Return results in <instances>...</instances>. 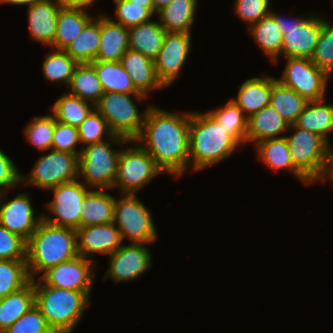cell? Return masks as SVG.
<instances>
[{
  "mask_svg": "<svg viewBox=\"0 0 333 333\" xmlns=\"http://www.w3.org/2000/svg\"><path fill=\"white\" fill-rule=\"evenodd\" d=\"M138 142L165 173L176 176L189 168V125L191 113L182 115L149 106Z\"/></svg>",
  "mask_w": 333,
  "mask_h": 333,
  "instance_id": "obj_1",
  "label": "cell"
},
{
  "mask_svg": "<svg viewBox=\"0 0 333 333\" xmlns=\"http://www.w3.org/2000/svg\"><path fill=\"white\" fill-rule=\"evenodd\" d=\"M79 256L76 230L42 220L26 244V264L30 279L56 265Z\"/></svg>",
  "mask_w": 333,
  "mask_h": 333,
  "instance_id": "obj_2",
  "label": "cell"
},
{
  "mask_svg": "<svg viewBox=\"0 0 333 333\" xmlns=\"http://www.w3.org/2000/svg\"><path fill=\"white\" fill-rule=\"evenodd\" d=\"M239 144L208 112L191 113L189 165L199 171L232 155ZM191 161V162H190Z\"/></svg>",
  "mask_w": 333,
  "mask_h": 333,
  "instance_id": "obj_3",
  "label": "cell"
},
{
  "mask_svg": "<svg viewBox=\"0 0 333 333\" xmlns=\"http://www.w3.org/2000/svg\"><path fill=\"white\" fill-rule=\"evenodd\" d=\"M90 292H81L45 285L34 279V304L54 333H71L82 320Z\"/></svg>",
  "mask_w": 333,
  "mask_h": 333,
  "instance_id": "obj_4",
  "label": "cell"
},
{
  "mask_svg": "<svg viewBox=\"0 0 333 333\" xmlns=\"http://www.w3.org/2000/svg\"><path fill=\"white\" fill-rule=\"evenodd\" d=\"M131 95L138 102L147 97L143 94L104 93L94 108L106 119L114 135L135 140L142 131L146 111L139 114Z\"/></svg>",
  "mask_w": 333,
  "mask_h": 333,
  "instance_id": "obj_5",
  "label": "cell"
},
{
  "mask_svg": "<svg viewBox=\"0 0 333 333\" xmlns=\"http://www.w3.org/2000/svg\"><path fill=\"white\" fill-rule=\"evenodd\" d=\"M294 132L285 136L293 166L310 182H318L327 160V141L319 134L289 125Z\"/></svg>",
  "mask_w": 333,
  "mask_h": 333,
  "instance_id": "obj_6",
  "label": "cell"
},
{
  "mask_svg": "<svg viewBox=\"0 0 333 333\" xmlns=\"http://www.w3.org/2000/svg\"><path fill=\"white\" fill-rule=\"evenodd\" d=\"M78 178L89 188L111 189L117 177L120 150L111 149V142L101 141L79 148Z\"/></svg>",
  "mask_w": 333,
  "mask_h": 333,
  "instance_id": "obj_7",
  "label": "cell"
},
{
  "mask_svg": "<svg viewBox=\"0 0 333 333\" xmlns=\"http://www.w3.org/2000/svg\"><path fill=\"white\" fill-rule=\"evenodd\" d=\"M132 194L115 197L114 224L125 238L135 244L152 243L158 237L152 214L142 202Z\"/></svg>",
  "mask_w": 333,
  "mask_h": 333,
  "instance_id": "obj_8",
  "label": "cell"
},
{
  "mask_svg": "<svg viewBox=\"0 0 333 333\" xmlns=\"http://www.w3.org/2000/svg\"><path fill=\"white\" fill-rule=\"evenodd\" d=\"M270 14L283 36L281 55L286 58L311 59L321 32L322 19L313 14L289 21L272 10Z\"/></svg>",
  "mask_w": 333,
  "mask_h": 333,
  "instance_id": "obj_9",
  "label": "cell"
},
{
  "mask_svg": "<svg viewBox=\"0 0 333 333\" xmlns=\"http://www.w3.org/2000/svg\"><path fill=\"white\" fill-rule=\"evenodd\" d=\"M136 143L132 148L120 150L113 188L118 186L121 194L136 195L153 178L164 173L149 153Z\"/></svg>",
  "mask_w": 333,
  "mask_h": 333,
  "instance_id": "obj_10",
  "label": "cell"
},
{
  "mask_svg": "<svg viewBox=\"0 0 333 333\" xmlns=\"http://www.w3.org/2000/svg\"><path fill=\"white\" fill-rule=\"evenodd\" d=\"M77 179L78 156L54 149L37 160L28 177L21 174V183L49 190Z\"/></svg>",
  "mask_w": 333,
  "mask_h": 333,
  "instance_id": "obj_11",
  "label": "cell"
},
{
  "mask_svg": "<svg viewBox=\"0 0 333 333\" xmlns=\"http://www.w3.org/2000/svg\"><path fill=\"white\" fill-rule=\"evenodd\" d=\"M54 198L46 206L56 217L43 214V220L49 224L77 230L81 227L82 203L89 192V187L74 180L52 188Z\"/></svg>",
  "mask_w": 333,
  "mask_h": 333,
  "instance_id": "obj_12",
  "label": "cell"
},
{
  "mask_svg": "<svg viewBox=\"0 0 333 333\" xmlns=\"http://www.w3.org/2000/svg\"><path fill=\"white\" fill-rule=\"evenodd\" d=\"M286 67L278 80L284 86L296 91L307 101L325 99L329 76L310 59L286 58Z\"/></svg>",
  "mask_w": 333,
  "mask_h": 333,
  "instance_id": "obj_13",
  "label": "cell"
},
{
  "mask_svg": "<svg viewBox=\"0 0 333 333\" xmlns=\"http://www.w3.org/2000/svg\"><path fill=\"white\" fill-rule=\"evenodd\" d=\"M94 262L77 256L46 270L40 279L45 285L81 292H91L94 279Z\"/></svg>",
  "mask_w": 333,
  "mask_h": 333,
  "instance_id": "obj_14",
  "label": "cell"
},
{
  "mask_svg": "<svg viewBox=\"0 0 333 333\" xmlns=\"http://www.w3.org/2000/svg\"><path fill=\"white\" fill-rule=\"evenodd\" d=\"M191 48V33L167 32L154 60L155 72L164 87L177 78Z\"/></svg>",
  "mask_w": 333,
  "mask_h": 333,
  "instance_id": "obj_15",
  "label": "cell"
},
{
  "mask_svg": "<svg viewBox=\"0 0 333 333\" xmlns=\"http://www.w3.org/2000/svg\"><path fill=\"white\" fill-rule=\"evenodd\" d=\"M147 244L122 245L109 255V268L104 279L117 282L134 281L151 266V253Z\"/></svg>",
  "mask_w": 333,
  "mask_h": 333,
  "instance_id": "obj_16",
  "label": "cell"
},
{
  "mask_svg": "<svg viewBox=\"0 0 333 333\" xmlns=\"http://www.w3.org/2000/svg\"><path fill=\"white\" fill-rule=\"evenodd\" d=\"M5 195L4 192L0 193V224L27 242L43 220V215H35L27 193H20L3 202L2 198H5Z\"/></svg>",
  "mask_w": 333,
  "mask_h": 333,
  "instance_id": "obj_17",
  "label": "cell"
},
{
  "mask_svg": "<svg viewBox=\"0 0 333 333\" xmlns=\"http://www.w3.org/2000/svg\"><path fill=\"white\" fill-rule=\"evenodd\" d=\"M76 234L78 254L84 258H88L93 253L109 256L123 243L114 222L80 227L76 230Z\"/></svg>",
  "mask_w": 333,
  "mask_h": 333,
  "instance_id": "obj_18",
  "label": "cell"
},
{
  "mask_svg": "<svg viewBox=\"0 0 333 333\" xmlns=\"http://www.w3.org/2000/svg\"><path fill=\"white\" fill-rule=\"evenodd\" d=\"M61 6L59 0H43L28 6V26L32 40L49 46L53 44Z\"/></svg>",
  "mask_w": 333,
  "mask_h": 333,
  "instance_id": "obj_19",
  "label": "cell"
},
{
  "mask_svg": "<svg viewBox=\"0 0 333 333\" xmlns=\"http://www.w3.org/2000/svg\"><path fill=\"white\" fill-rule=\"evenodd\" d=\"M119 62L139 93L147 96L151 89L165 88L157 78L154 61L140 52L128 49Z\"/></svg>",
  "mask_w": 333,
  "mask_h": 333,
  "instance_id": "obj_20",
  "label": "cell"
},
{
  "mask_svg": "<svg viewBox=\"0 0 333 333\" xmlns=\"http://www.w3.org/2000/svg\"><path fill=\"white\" fill-rule=\"evenodd\" d=\"M128 29L100 15V46L95 60L119 62L128 48Z\"/></svg>",
  "mask_w": 333,
  "mask_h": 333,
  "instance_id": "obj_21",
  "label": "cell"
},
{
  "mask_svg": "<svg viewBox=\"0 0 333 333\" xmlns=\"http://www.w3.org/2000/svg\"><path fill=\"white\" fill-rule=\"evenodd\" d=\"M289 124L271 106L267 105L248 118L246 143H258L265 139L279 138L287 132Z\"/></svg>",
  "mask_w": 333,
  "mask_h": 333,
  "instance_id": "obj_22",
  "label": "cell"
},
{
  "mask_svg": "<svg viewBox=\"0 0 333 333\" xmlns=\"http://www.w3.org/2000/svg\"><path fill=\"white\" fill-rule=\"evenodd\" d=\"M273 77H255L246 80L240 87L234 102L249 118L252 114L270 105Z\"/></svg>",
  "mask_w": 333,
  "mask_h": 333,
  "instance_id": "obj_23",
  "label": "cell"
},
{
  "mask_svg": "<svg viewBox=\"0 0 333 333\" xmlns=\"http://www.w3.org/2000/svg\"><path fill=\"white\" fill-rule=\"evenodd\" d=\"M81 206V227L114 222L115 197L105 189H90Z\"/></svg>",
  "mask_w": 333,
  "mask_h": 333,
  "instance_id": "obj_24",
  "label": "cell"
},
{
  "mask_svg": "<svg viewBox=\"0 0 333 333\" xmlns=\"http://www.w3.org/2000/svg\"><path fill=\"white\" fill-rule=\"evenodd\" d=\"M166 33L161 24L154 20L136 25L128 29V48L154 61L163 45Z\"/></svg>",
  "mask_w": 333,
  "mask_h": 333,
  "instance_id": "obj_25",
  "label": "cell"
},
{
  "mask_svg": "<svg viewBox=\"0 0 333 333\" xmlns=\"http://www.w3.org/2000/svg\"><path fill=\"white\" fill-rule=\"evenodd\" d=\"M258 159L263 161L269 169L278 171L288 169L298 179L306 184L310 182L293 166L286 137L270 138L256 143Z\"/></svg>",
  "mask_w": 333,
  "mask_h": 333,
  "instance_id": "obj_26",
  "label": "cell"
},
{
  "mask_svg": "<svg viewBox=\"0 0 333 333\" xmlns=\"http://www.w3.org/2000/svg\"><path fill=\"white\" fill-rule=\"evenodd\" d=\"M197 4L198 0H172L157 12L158 21L166 32L190 33Z\"/></svg>",
  "mask_w": 333,
  "mask_h": 333,
  "instance_id": "obj_27",
  "label": "cell"
},
{
  "mask_svg": "<svg viewBox=\"0 0 333 333\" xmlns=\"http://www.w3.org/2000/svg\"><path fill=\"white\" fill-rule=\"evenodd\" d=\"M93 17L86 10L60 7L52 48L65 50Z\"/></svg>",
  "mask_w": 333,
  "mask_h": 333,
  "instance_id": "obj_28",
  "label": "cell"
},
{
  "mask_svg": "<svg viewBox=\"0 0 333 333\" xmlns=\"http://www.w3.org/2000/svg\"><path fill=\"white\" fill-rule=\"evenodd\" d=\"M324 103V99L308 101L295 125L319 134L329 142L328 136L333 131V105Z\"/></svg>",
  "mask_w": 333,
  "mask_h": 333,
  "instance_id": "obj_29",
  "label": "cell"
},
{
  "mask_svg": "<svg viewBox=\"0 0 333 333\" xmlns=\"http://www.w3.org/2000/svg\"><path fill=\"white\" fill-rule=\"evenodd\" d=\"M100 46V15L92 18L64 50L78 64L92 63Z\"/></svg>",
  "mask_w": 333,
  "mask_h": 333,
  "instance_id": "obj_30",
  "label": "cell"
},
{
  "mask_svg": "<svg viewBox=\"0 0 333 333\" xmlns=\"http://www.w3.org/2000/svg\"><path fill=\"white\" fill-rule=\"evenodd\" d=\"M34 305V279L22 289L0 300V333L10 327Z\"/></svg>",
  "mask_w": 333,
  "mask_h": 333,
  "instance_id": "obj_31",
  "label": "cell"
},
{
  "mask_svg": "<svg viewBox=\"0 0 333 333\" xmlns=\"http://www.w3.org/2000/svg\"><path fill=\"white\" fill-rule=\"evenodd\" d=\"M91 64L95 67L104 93L141 94L120 62L95 60Z\"/></svg>",
  "mask_w": 333,
  "mask_h": 333,
  "instance_id": "obj_32",
  "label": "cell"
},
{
  "mask_svg": "<svg viewBox=\"0 0 333 333\" xmlns=\"http://www.w3.org/2000/svg\"><path fill=\"white\" fill-rule=\"evenodd\" d=\"M308 101L293 89L284 86L275 77L270 96V105L289 124H295Z\"/></svg>",
  "mask_w": 333,
  "mask_h": 333,
  "instance_id": "obj_33",
  "label": "cell"
},
{
  "mask_svg": "<svg viewBox=\"0 0 333 333\" xmlns=\"http://www.w3.org/2000/svg\"><path fill=\"white\" fill-rule=\"evenodd\" d=\"M69 87L70 95L79 97L93 106L99 102L100 97L104 94L95 67L91 63L76 66Z\"/></svg>",
  "mask_w": 333,
  "mask_h": 333,
  "instance_id": "obj_34",
  "label": "cell"
},
{
  "mask_svg": "<svg viewBox=\"0 0 333 333\" xmlns=\"http://www.w3.org/2000/svg\"><path fill=\"white\" fill-rule=\"evenodd\" d=\"M249 31L259 48L262 49L271 61L273 63L278 62L277 60L281 56L283 36L273 16L268 14L261 18L255 24L249 26Z\"/></svg>",
  "mask_w": 333,
  "mask_h": 333,
  "instance_id": "obj_35",
  "label": "cell"
},
{
  "mask_svg": "<svg viewBox=\"0 0 333 333\" xmlns=\"http://www.w3.org/2000/svg\"><path fill=\"white\" fill-rule=\"evenodd\" d=\"M208 113L224 127L228 134L239 144L246 143L248 130V117L233 99L219 109H213Z\"/></svg>",
  "mask_w": 333,
  "mask_h": 333,
  "instance_id": "obj_36",
  "label": "cell"
},
{
  "mask_svg": "<svg viewBox=\"0 0 333 333\" xmlns=\"http://www.w3.org/2000/svg\"><path fill=\"white\" fill-rule=\"evenodd\" d=\"M79 140L83 146L104 141L103 136L106 135L109 141L115 144L130 143L132 140L125 139L121 136L114 135L106 119L94 108L78 127Z\"/></svg>",
  "mask_w": 333,
  "mask_h": 333,
  "instance_id": "obj_37",
  "label": "cell"
},
{
  "mask_svg": "<svg viewBox=\"0 0 333 333\" xmlns=\"http://www.w3.org/2000/svg\"><path fill=\"white\" fill-rule=\"evenodd\" d=\"M91 103L79 97L63 94L53 103L52 114L56 121L78 128L87 115L94 109Z\"/></svg>",
  "mask_w": 333,
  "mask_h": 333,
  "instance_id": "obj_38",
  "label": "cell"
},
{
  "mask_svg": "<svg viewBox=\"0 0 333 333\" xmlns=\"http://www.w3.org/2000/svg\"><path fill=\"white\" fill-rule=\"evenodd\" d=\"M42 64V72L48 81L69 86L78 63L64 50L53 49Z\"/></svg>",
  "mask_w": 333,
  "mask_h": 333,
  "instance_id": "obj_39",
  "label": "cell"
},
{
  "mask_svg": "<svg viewBox=\"0 0 333 333\" xmlns=\"http://www.w3.org/2000/svg\"><path fill=\"white\" fill-rule=\"evenodd\" d=\"M31 281L26 260H0V297L14 293Z\"/></svg>",
  "mask_w": 333,
  "mask_h": 333,
  "instance_id": "obj_40",
  "label": "cell"
},
{
  "mask_svg": "<svg viewBox=\"0 0 333 333\" xmlns=\"http://www.w3.org/2000/svg\"><path fill=\"white\" fill-rule=\"evenodd\" d=\"M56 119L53 114L46 116H36L24 128L27 140L38 150H52V139L55 129Z\"/></svg>",
  "mask_w": 333,
  "mask_h": 333,
  "instance_id": "obj_41",
  "label": "cell"
},
{
  "mask_svg": "<svg viewBox=\"0 0 333 333\" xmlns=\"http://www.w3.org/2000/svg\"><path fill=\"white\" fill-rule=\"evenodd\" d=\"M311 62L328 76L333 72V25L322 18V28Z\"/></svg>",
  "mask_w": 333,
  "mask_h": 333,
  "instance_id": "obj_42",
  "label": "cell"
},
{
  "mask_svg": "<svg viewBox=\"0 0 333 333\" xmlns=\"http://www.w3.org/2000/svg\"><path fill=\"white\" fill-rule=\"evenodd\" d=\"M113 1L116 3L115 17L117 20L110 19L127 29L149 22L152 15H154L148 8L144 7V4H132L128 0Z\"/></svg>",
  "mask_w": 333,
  "mask_h": 333,
  "instance_id": "obj_43",
  "label": "cell"
},
{
  "mask_svg": "<svg viewBox=\"0 0 333 333\" xmlns=\"http://www.w3.org/2000/svg\"><path fill=\"white\" fill-rule=\"evenodd\" d=\"M2 333H54L46 318L34 304L17 321Z\"/></svg>",
  "mask_w": 333,
  "mask_h": 333,
  "instance_id": "obj_44",
  "label": "cell"
},
{
  "mask_svg": "<svg viewBox=\"0 0 333 333\" xmlns=\"http://www.w3.org/2000/svg\"><path fill=\"white\" fill-rule=\"evenodd\" d=\"M27 242L0 224V260H26Z\"/></svg>",
  "mask_w": 333,
  "mask_h": 333,
  "instance_id": "obj_45",
  "label": "cell"
},
{
  "mask_svg": "<svg viewBox=\"0 0 333 333\" xmlns=\"http://www.w3.org/2000/svg\"><path fill=\"white\" fill-rule=\"evenodd\" d=\"M78 143H80L78 128L56 121L52 149L79 156L81 151L76 150Z\"/></svg>",
  "mask_w": 333,
  "mask_h": 333,
  "instance_id": "obj_46",
  "label": "cell"
},
{
  "mask_svg": "<svg viewBox=\"0 0 333 333\" xmlns=\"http://www.w3.org/2000/svg\"><path fill=\"white\" fill-rule=\"evenodd\" d=\"M270 0H236L234 10L238 17L252 26L270 14Z\"/></svg>",
  "mask_w": 333,
  "mask_h": 333,
  "instance_id": "obj_47",
  "label": "cell"
},
{
  "mask_svg": "<svg viewBox=\"0 0 333 333\" xmlns=\"http://www.w3.org/2000/svg\"><path fill=\"white\" fill-rule=\"evenodd\" d=\"M21 184V172L14 162L0 149V193Z\"/></svg>",
  "mask_w": 333,
  "mask_h": 333,
  "instance_id": "obj_48",
  "label": "cell"
},
{
  "mask_svg": "<svg viewBox=\"0 0 333 333\" xmlns=\"http://www.w3.org/2000/svg\"><path fill=\"white\" fill-rule=\"evenodd\" d=\"M330 142H327V160L326 166L323 172L322 177L319 181H325L326 178L330 179L333 182V148L330 146Z\"/></svg>",
  "mask_w": 333,
  "mask_h": 333,
  "instance_id": "obj_49",
  "label": "cell"
},
{
  "mask_svg": "<svg viewBox=\"0 0 333 333\" xmlns=\"http://www.w3.org/2000/svg\"><path fill=\"white\" fill-rule=\"evenodd\" d=\"M95 0H59V3L63 7L74 8L85 10L89 7Z\"/></svg>",
  "mask_w": 333,
  "mask_h": 333,
  "instance_id": "obj_50",
  "label": "cell"
},
{
  "mask_svg": "<svg viewBox=\"0 0 333 333\" xmlns=\"http://www.w3.org/2000/svg\"><path fill=\"white\" fill-rule=\"evenodd\" d=\"M40 1H43V0H0V3L3 4V3H11V4H14V5H27V6H30V5H33L35 4L36 2H40Z\"/></svg>",
  "mask_w": 333,
  "mask_h": 333,
  "instance_id": "obj_51",
  "label": "cell"
},
{
  "mask_svg": "<svg viewBox=\"0 0 333 333\" xmlns=\"http://www.w3.org/2000/svg\"><path fill=\"white\" fill-rule=\"evenodd\" d=\"M131 1L132 4H144L145 8H148L154 15L157 14L154 9L153 0H128Z\"/></svg>",
  "mask_w": 333,
  "mask_h": 333,
  "instance_id": "obj_52",
  "label": "cell"
},
{
  "mask_svg": "<svg viewBox=\"0 0 333 333\" xmlns=\"http://www.w3.org/2000/svg\"><path fill=\"white\" fill-rule=\"evenodd\" d=\"M171 2L172 0H153L155 12L157 13L160 9L166 7Z\"/></svg>",
  "mask_w": 333,
  "mask_h": 333,
  "instance_id": "obj_53",
  "label": "cell"
}]
</instances>
